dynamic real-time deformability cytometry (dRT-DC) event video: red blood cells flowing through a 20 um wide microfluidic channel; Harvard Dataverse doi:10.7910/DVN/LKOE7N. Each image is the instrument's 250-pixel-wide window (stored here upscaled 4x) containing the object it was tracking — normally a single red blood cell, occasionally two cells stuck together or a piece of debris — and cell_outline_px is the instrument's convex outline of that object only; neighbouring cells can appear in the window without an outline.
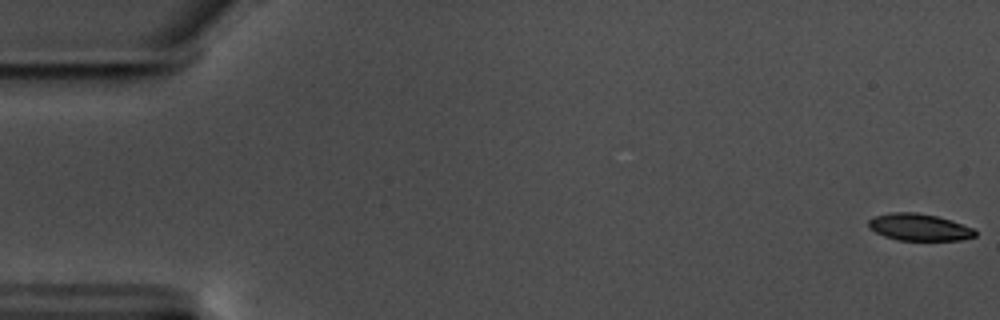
{"species": "common noctule bat (a hibernating species)", "species_latin": "Nyctalus noctula", "temperature_condition": "warm", "stored_images_in_passage": 59, "camera_frame_rate_fps": 3000, "um_per_image_px": 0.085, "animal": {"sex": "male", "body_mass_g": 17.5, "forearm_length_mm": 52.3}, "frame": {"image": 1, "passage_image": 1, "time_ms": 0.0, "image_size_px": [1000, 320], "cell_outline_px": [[976, 236], [960, 240], [896, 240], [884, 236], [868, 228], [868, 220], [872, 216], [892, 212], [916, 212], [936, 216], [972, 228], [976, 232]], "centroid_in_image_um": [78.05, 19.31], "position_along_channel_um": 6.9, "area_um2": 16.65}}
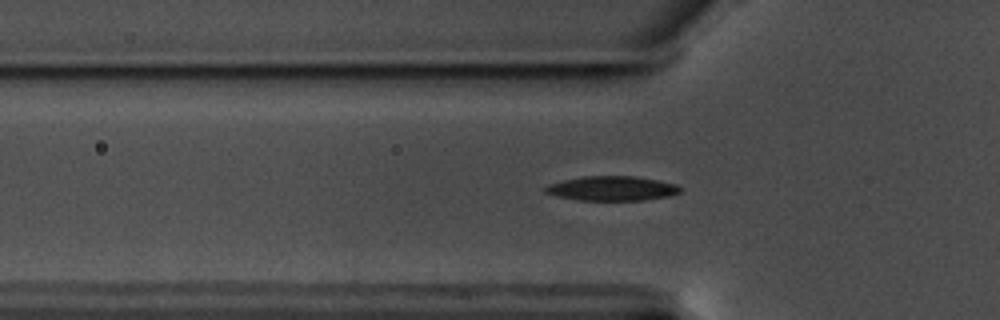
{"frame": {"image": 2, "passage_image": 20, "time_ms": 6.333, "image_size_px": [1000, 320], "cell_outline_px": [[680, 192], [668, 196], [640, 200], [580, 200], [556, 196], [544, 192], [544, 188], [548, 184], [564, 180], [584, 176], [636, 176], [676, 184], [680, 188]], "centroid_in_image_um": [51.98, 16.01], "position_along_channel_um": 73.8, "area_um2": 19.07}}
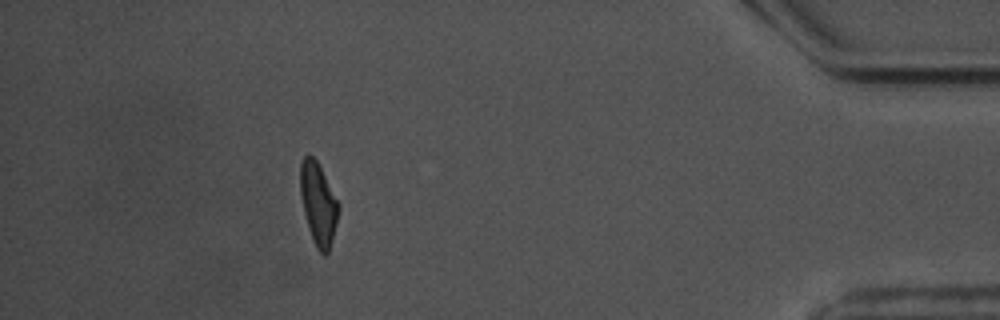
{"frame": {"image": 3, "passage_image": 53, "time_ms": 17.333, "image_size_px": [1000, 320], "cell_outline_px": [[340, 208], [336, 224], [328, 252], [324, 256], [316, 248], [304, 212], [300, 196], [300, 164], [304, 156], [308, 152], [316, 160], [340, 204]], "centroid_in_image_um": [27.05, 17.28], "position_along_channel_um": 408.2, "area_um2": 18.09}, "authors_computed_cell_mechanics": {"area_um2": 18.496, "velocity_mm_per_s": 3.5371, "shape_relaxation_time_tau1_ms": 3.6178, "shape_relaxation_time_tau2_ms": 4.9582, "deformation_change_tau1": 0.1548, "deformation_change_tau2": 0.1056}}